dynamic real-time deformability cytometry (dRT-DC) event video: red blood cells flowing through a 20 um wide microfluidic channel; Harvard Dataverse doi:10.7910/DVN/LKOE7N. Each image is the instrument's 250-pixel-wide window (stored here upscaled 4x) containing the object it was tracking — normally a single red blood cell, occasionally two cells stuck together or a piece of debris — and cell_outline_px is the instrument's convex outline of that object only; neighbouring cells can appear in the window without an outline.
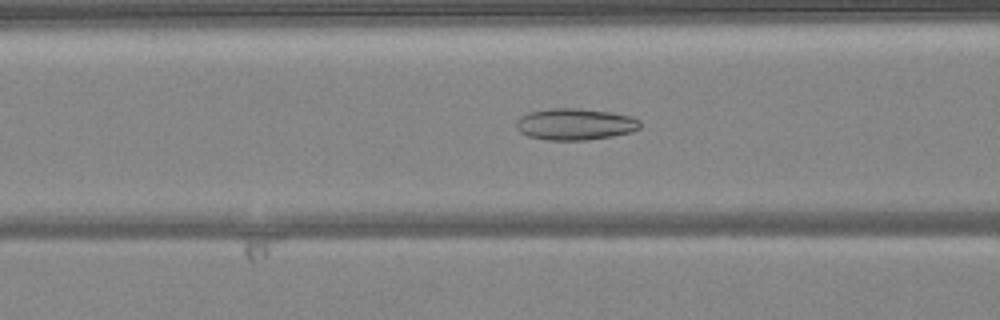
{"species": "common noctule bat (a hibernating species)", "species_latin": "Nyctalus noctula", "temperature_condition": "warm", "stored_images_in_passage": 50, "camera_frame_rate_fps": 3000, "um_per_image_px": 0.085, "animal": {"sex": "female", "body_mass_g": 24.6, "forearm_length_mm": 56.2}, "frame": {"image": 1, "passage_image": 20, "time_ms": 6.333, "image_size_px": [1000, 320], "cell_outline_px": [[640, 128], [632, 132], [612, 136], [588, 140], [548, 140], [528, 136], [520, 132], [516, 128], [516, 120], [520, 116], [528, 112], [548, 108], [576, 108], [612, 112], [632, 116], [640, 120]], "centroid_in_image_um": [48.88, 10.55], "position_along_channel_um": 117.7, "area_um2": 23.06}}
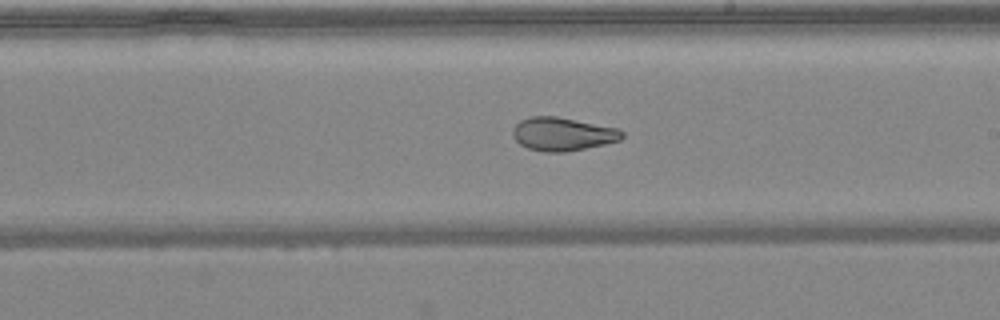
{"frame": {"image": 2, "passage_image": 29, "time_ms": 9.333, "image_size_px": [1000, 320], "cell_outline_px": [[624, 136], [620, 140], [604, 144], [564, 152], [544, 152], [528, 148], [520, 144], [512, 136], [512, 128], [520, 120], [528, 116], [556, 116], [620, 128], [624, 132]], "centroid_in_image_um": [47.81, 11.38], "position_along_channel_um": 241.2, "area_um2": 21.39}}
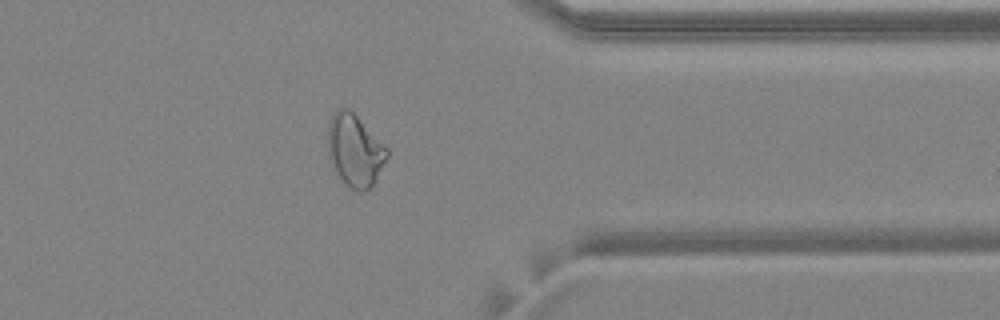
{"frame": {"image": 3, "passage_image": 40, "time_ms": 13.0, "image_size_px": [1000, 320], "cell_outline_px": [[388, 156], [376, 180], [364, 192], [360, 192], [344, 184], [336, 172], [328, 156], [328, 124], [336, 108], [348, 108], [388, 148]], "centroid_in_image_um": [30.15, 12.79], "position_along_channel_um": 381.2, "area_um2": 24.68}, "authors_computed_cell_mechanics": {"area_um2": 26.3568, "velocity_mm_per_s": 4.1175, "shape_relaxation_time_tau1_ms": null, "shape_relaxation_time_tau2_ms": 2.4925, "deformation_change_tau1": null, "deformation_change_tau2": 0.0866}}